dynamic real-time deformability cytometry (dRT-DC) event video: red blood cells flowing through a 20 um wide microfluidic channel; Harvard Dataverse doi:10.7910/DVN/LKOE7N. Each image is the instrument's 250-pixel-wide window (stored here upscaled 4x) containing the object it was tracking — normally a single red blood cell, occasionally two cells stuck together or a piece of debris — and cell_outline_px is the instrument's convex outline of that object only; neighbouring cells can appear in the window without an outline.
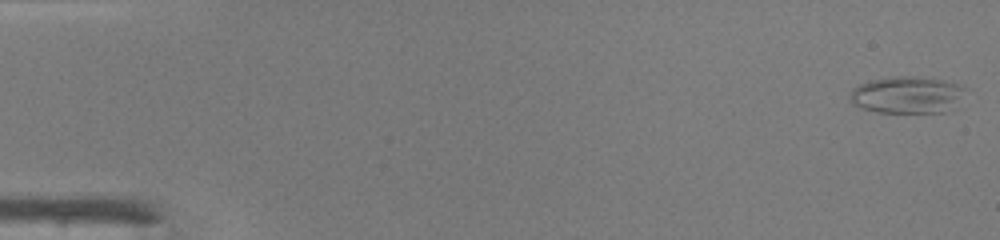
{"species": "common noctule bat (a hibernating species)", "species_latin": "Nyctalus noctula", "temperature_condition": "warm", "stored_images_in_passage": 48, "camera_frame_rate_fps": 3000, "um_per_image_px": 0.085, "animal": {"sex": "male", "body_mass_g": 19.0, "forearm_length_mm": 50.8}, "frame": {"image": 1, "passage_image": 1, "time_ms": 0.0, "image_size_px": [1000, 240], "cell_outline_px": [[968, 88], [944, 112], [880, 112], [860, 108], [852, 104], [852, 88], [860, 84], [872, 80], [892, 76], [912, 76], [944, 80], [964, 84]], "centroid_in_image_um": [77.09, 8.04], "position_along_channel_um": 7.9, "area_um2": 24.45}}
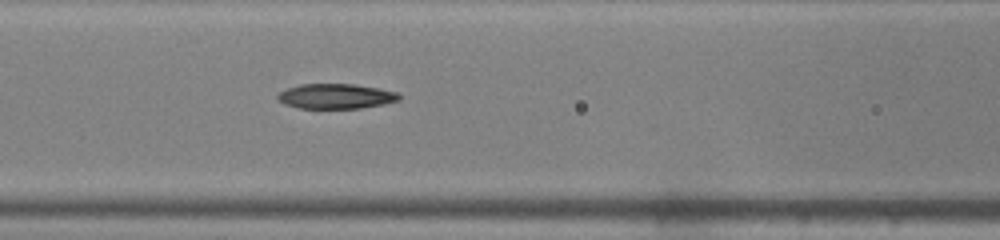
{"frame": {"image": 2, "passage_image": 21, "time_ms": 6.667, "image_size_px": [1000, 240], "cell_outline_px": [[400, 100], [384, 104], [360, 108], [300, 108], [284, 104], [276, 100], [276, 96], [280, 92], [288, 88], [300, 84], [356, 84], [396, 92], [400, 96]], "centroid_in_image_um": [28.52, 8.18], "position_along_channel_um": 138.1, "area_um2": 17.63}}
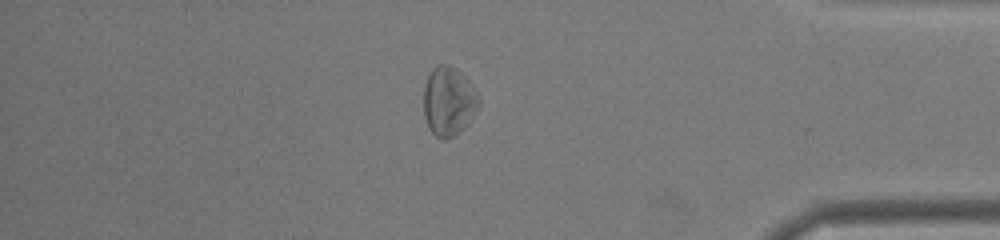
{"frame": {"image": 3, "passage_image": 41, "time_ms": 13.333, "image_size_px": [1000, 240], "cell_outline_px": [[480, 104], [468, 124], [456, 136], [444, 140], [440, 140], [428, 128], [424, 116], [424, 88], [428, 76], [432, 68], [436, 64], [448, 64], [456, 68], [468, 80], [476, 92], [480, 100]], "centroid_in_image_um": [38.13, 8.63], "position_along_channel_um": 397.1, "area_um2": 22.43}, "authors_computed_cell_mechanics": {"area_um2": 20.2878, "velocity_mm_per_s": 4.2997, "shape_relaxation_time_tau1_ms": 11.2694, "shape_relaxation_time_tau2_ms": 5.5622, "deformation_change_tau1": 0.2456, "deformation_change_tau2": 0.2057}}